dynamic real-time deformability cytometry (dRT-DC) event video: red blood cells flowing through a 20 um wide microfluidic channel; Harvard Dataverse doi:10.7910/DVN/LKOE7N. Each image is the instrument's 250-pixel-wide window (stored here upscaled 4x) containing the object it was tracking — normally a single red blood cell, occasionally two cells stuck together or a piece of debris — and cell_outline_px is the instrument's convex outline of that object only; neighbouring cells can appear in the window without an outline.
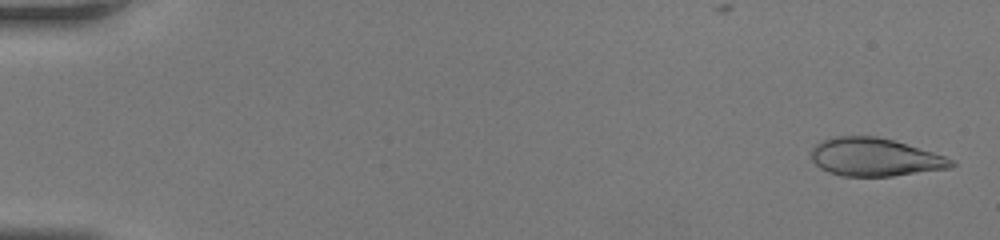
{"species": "human", "species_latin": "Homo sapiens", "temperature_condition": "room temperature", "stored_images_in_passage": 46, "camera_frame_rate_fps": 3000, "um_per_image_px": 0.085, "donor": {"sex": "female"}, "frame": {"image": 1, "passage_image": 2, "time_ms": 0.333, "image_size_px": [1000, 240], "cell_outline_px": [[956, 164], [952, 168], [892, 176], [840, 176], [828, 172], [820, 168], [812, 160], [808, 152], [816, 144], [824, 140], [836, 136], [876, 136], [892, 140], [932, 152], [956, 160]], "centroid_in_image_um": [74.35, 13.37], "position_along_channel_um": 10.7, "area_um2": 31.15}}
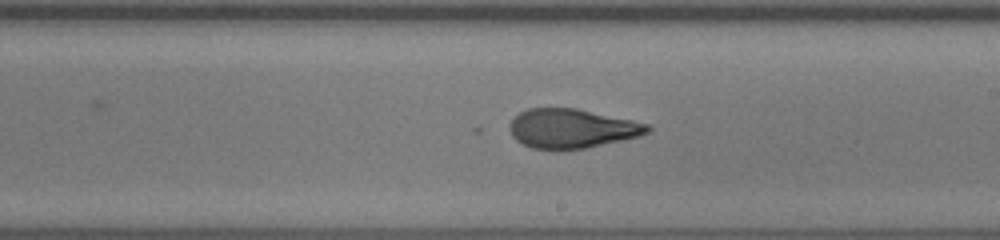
{"frame": {"image": 2, "passage_image": 28, "time_ms": 9.0, "image_size_px": [1000, 240], "cell_outline_px": [[652, 128], [648, 132], [640, 136], [588, 148], [556, 152], [532, 148], [516, 140], [512, 136], [512, 120], [520, 112], [528, 108], [576, 108], [632, 120], [648, 124]], "centroid_in_image_um": [48.62, 10.95], "position_along_channel_um": 240.4, "area_um2": 31.79}}
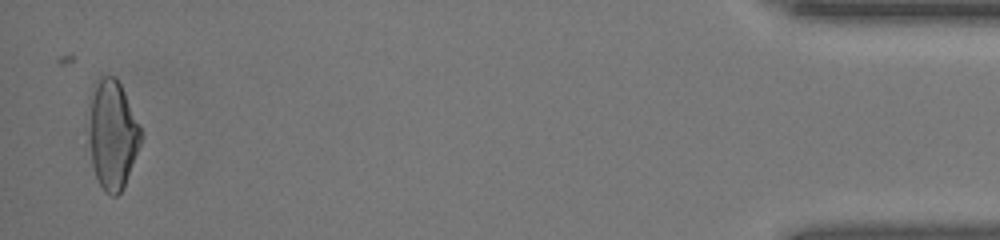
{"frame": {"image": 3, "passage_image": 45, "time_ms": 14.667, "image_size_px": [1000, 240], "cell_outline_px": [[144, 136], [124, 188], [116, 196], [112, 196], [104, 192], [96, 176], [84, 144], [84, 120], [88, 96], [96, 84], [104, 76], [112, 76], [120, 84], [124, 92]], "centroid_in_image_um": [9.45, 11.47], "position_along_channel_um": 425.8, "area_um2": 34.91}}